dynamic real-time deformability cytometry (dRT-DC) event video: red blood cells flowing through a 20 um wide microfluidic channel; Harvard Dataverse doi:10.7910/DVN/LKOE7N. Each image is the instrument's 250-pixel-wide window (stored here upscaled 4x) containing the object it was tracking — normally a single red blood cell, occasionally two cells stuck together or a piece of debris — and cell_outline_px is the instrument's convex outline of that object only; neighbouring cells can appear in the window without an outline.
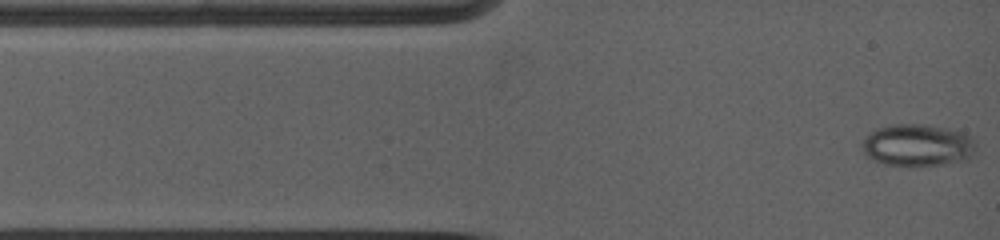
{"species": "common noctule bat (a hibernating species)", "species_latin": "Nyctalus noctula", "temperature_condition": "warm", "stored_images_in_passage": 80, "camera_frame_rate_fps": 5000, "um_per_image_px": 0.085, "animal": {"sex": "female", "body_mass_g": 19.0, "forearm_length_mm": 53.3}, "frame": {"image": 1, "passage_image": 1, "time_ms": 0.0, "image_size_px": [1000, 240], "cell_outline_px": [[976, 152], [968, 160], [948, 164], [884, 164], [864, 156], [860, 144], [864, 136], [876, 128], [892, 124], [928, 124], [948, 128], [964, 132], [972, 136], [976, 140]], "centroid_in_image_um": [78.02, 12.31], "position_along_channel_um": 7.0, "area_um2": 28.44}}
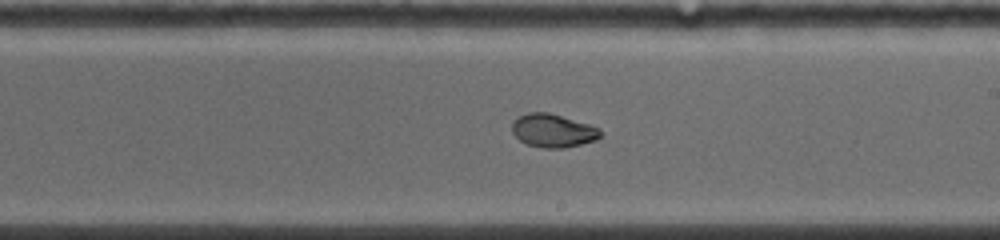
{"frame": {"image": 2, "passage_image": 41, "time_ms": 7.2, "image_size_px": [1000, 240], "cell_outline_px": [[600, 136], [596, 140], [564, 148], [544, 148], [528, 144], [520, 140], [512, 132], [512, 120], [528, 112], [548, 112], [588, 124], [600, 128]], "centroid_in_image_um": [46.98, 11.1], "position_along_channel_um": 242.0, "area_um2": 16.99}}
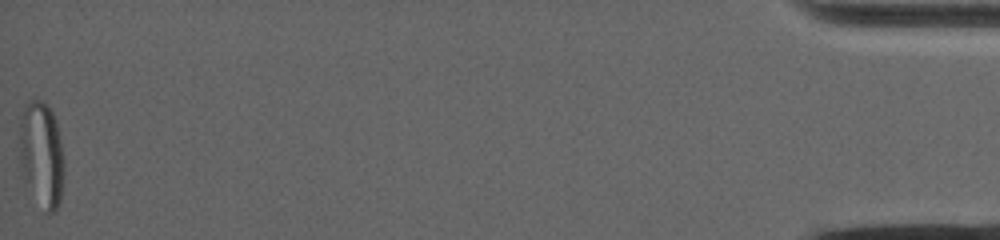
{"frame": {"image": 3, "passage_image": 80, "time_ms": 16.2, "image_size_px": [1000, 240], "cell_outline_px": [[60, 196], [56, 208], [52, 212], [48, 208], [28, 172], [20, 140], [20, 124], [24, 108], [32, 100], [44, 100], [52, 112], [56, 124], [60, 144]], "centroid_in_image_um": [3.56, 12.78], "position_along_channel_um": 431.6, "area_um2": 23.0}, "authors_computed_cell_mechanics": {"area_um2": 19.1029, "velocity_mm_per_s": 3.9215, "shape_relaxation_time_tau1_ms": null, "shape_relaxation_time_tau2_ms": 1.0712, "deformation_change_tau1": null, "deformation_change_tau2": 0.0382}}